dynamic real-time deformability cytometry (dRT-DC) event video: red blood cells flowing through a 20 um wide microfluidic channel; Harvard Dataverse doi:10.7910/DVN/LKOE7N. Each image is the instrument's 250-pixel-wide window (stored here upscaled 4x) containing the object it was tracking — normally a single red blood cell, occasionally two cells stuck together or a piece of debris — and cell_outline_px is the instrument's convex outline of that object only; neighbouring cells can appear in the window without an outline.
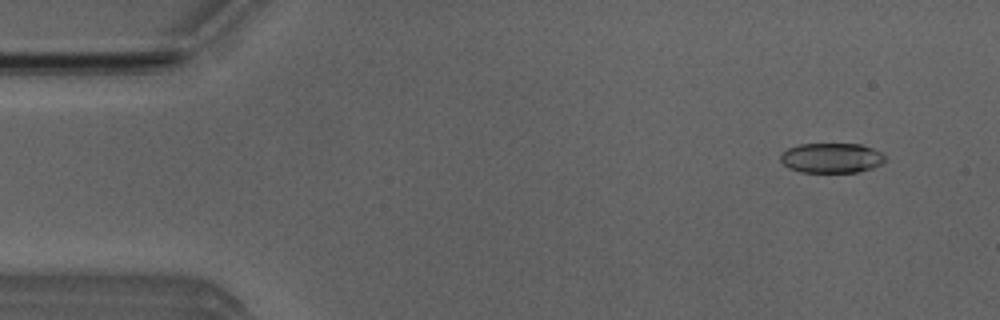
{"species": "Egyptian fruit bat (a non-hibernating species)", "species_latin": "Rousettus aegyptiacus", "temperature_condition": "room temperature", "stored_images_in_passage": 51, "camera_frame_rate_fps": 3000, "um_per_image_px": 0.085, "animal": {"sex": "male"}, "frame": {"image": 1, "passage_image": 4, "time_ms": 1.0, "image_size_px": [1000, 320], "cell_outline_px": [[884, 160], [880, 164], [872, 168], [856, 172], [800, 172], [788, 168], [780, 160], [780, 156], [788, 148], [800, 144], [860, 144], [872, 148], [880, 152], [884, 156]], "centroid_in_image_um": [70.65, 13.43], "position_along_channel_um": 14.4, "area_um2": 18.09}}
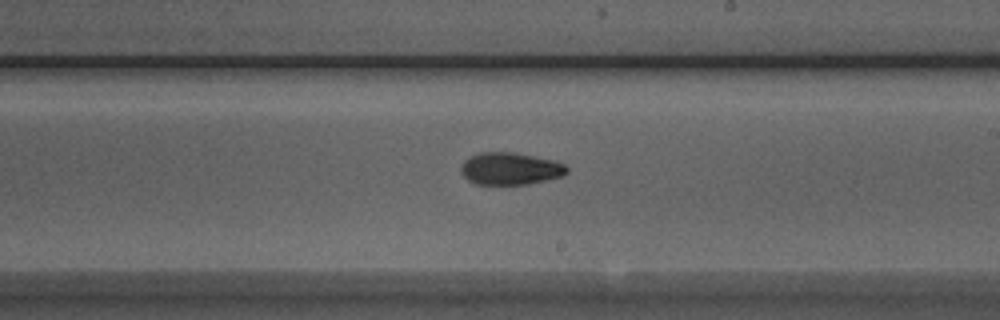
{"frame": {"image": 2, "passage_image": 29, "time_ms": 9.333, "image_size_px": [1000, 320], "cell_outline_px": [[568, 172], [564, 176], [528, 184], [476, 184], [468, 180], [460, 172], [460, 168], [464, 160], [480, 152], [512, 152], [556, 160], [564, 164], [568, 168]], "centroid_in_image_um": [43.39, 14.33], "position_along_channel_um": 245.6, "area_um2": 20.0}}
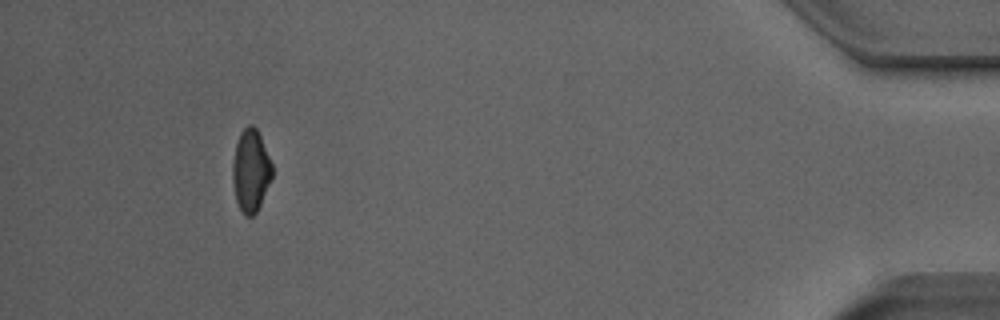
{"frame": {"image": 3, "passage_image": 47, "time_ms": 15.333, "image_size_px": [1000, 320], "cell_outline_px": [[272, 176], [260, 204], [256, 212], [252, 216], [244, 216], [236, 200], [232, 180], [232, 164], [236, 144], [240, 132], [248, 124], [252, 124], [256, 128], [260, 136], [272, 164]], "centroid_in_image_um": [21.3, 14.49], "position_along_channel_um": 413.9, "area_um2": 18.79}, "authors_computed_cell_mechanics": {"area_um2": 19.652, "velocity_mm_per_s": 4.0002, "shape_relaxation_time_tau1_ms": null, "shape_relaxation_time_tau2_ms": 6.3636, "deformation_change_tau1": null, "deformation_change_tau2": 0.1307}}